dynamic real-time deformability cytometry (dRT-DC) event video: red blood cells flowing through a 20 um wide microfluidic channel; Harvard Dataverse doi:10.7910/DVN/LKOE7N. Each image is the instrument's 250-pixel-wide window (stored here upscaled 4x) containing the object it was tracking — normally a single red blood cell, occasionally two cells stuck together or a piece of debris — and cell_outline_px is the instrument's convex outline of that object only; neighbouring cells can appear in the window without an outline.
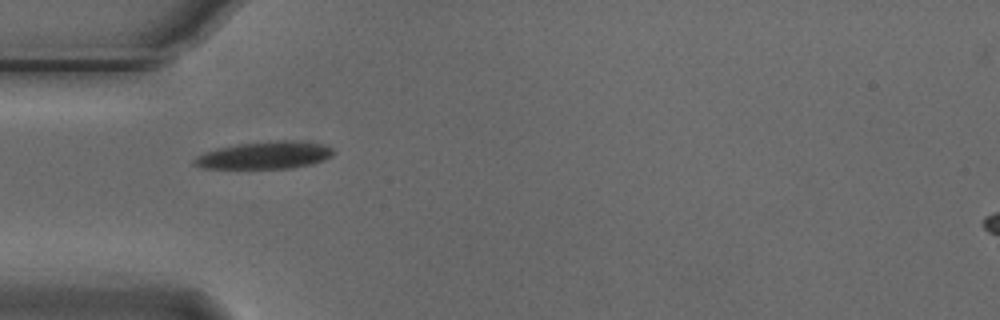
{"species": "Egyptian fruit bat (a non-hibernating species)", "species_latin": "Rousettus aegyptiacus", "temperature_condition": "cold", "stored_images_in_passage": 2, "camera_frame_rate_fps": 3000, "um_per_image_px": 0.085, "animal": {"sex": "male"}, "frame": {"image": 1, "passage_image": 1, "time_ms": 0.0, "image_size_px": [1000, 320], "cell_outline_px": [[336, 152], [332, 156], [324, 160], [312, 164], [288, 168], [200, 168], [192, 164], [192, 160], [196, 156], [204, 152], [216, 148], [236, 144], [268, 140], [292, 140], [320, 144], [332, 148]], "centroid_in_image_um": [22.46, 13.19], "position_along_channel_um": 62.5, "area_um2": 22.43}}
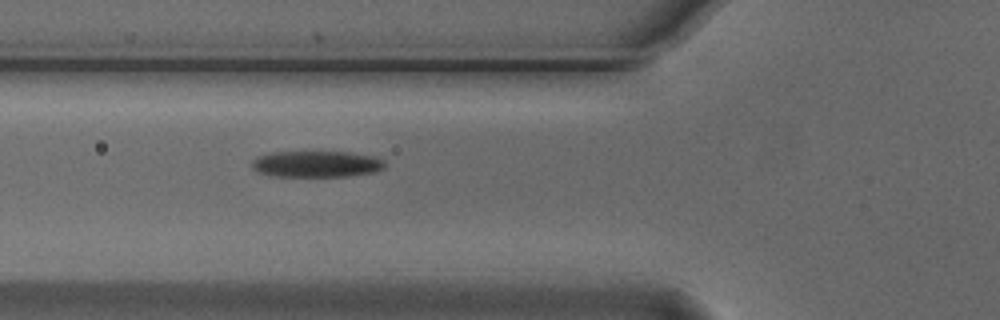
{"frame": {"image": 2, "passage_image": 2, "time_ms": 0.333, "image_size_px": [1000, 320], "cell_outline_px": [[388, 164], [384, 168], [376, 172], [348, 176], [272, 176], [256, 172], [252, 168], [252, 160], [256, 156], [268, 152], [348, 152], [376, 156], [384, 160]], "centroid_in_image_um": [26.91, 13.94], "position_along_channel_um": 98.9, "area_um2": 20.75}}